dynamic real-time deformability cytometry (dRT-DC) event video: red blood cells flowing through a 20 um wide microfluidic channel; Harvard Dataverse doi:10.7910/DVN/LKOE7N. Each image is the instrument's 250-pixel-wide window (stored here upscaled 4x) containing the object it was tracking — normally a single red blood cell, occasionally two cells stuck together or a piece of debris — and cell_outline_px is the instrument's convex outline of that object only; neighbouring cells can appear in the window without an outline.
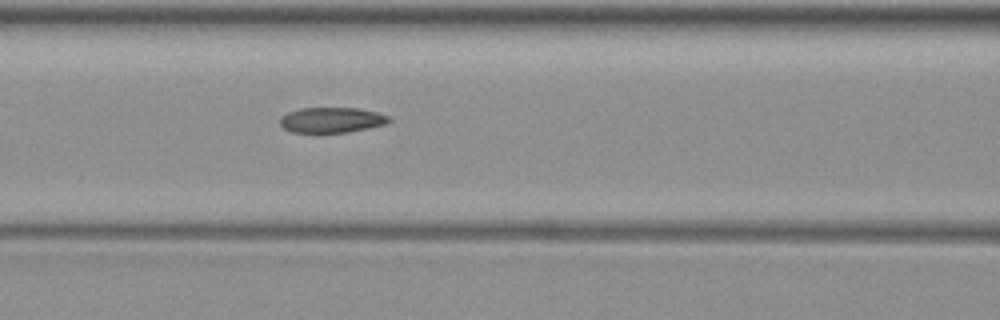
{"species": "common noctule bat (a hibernating species)", "species_latin": "Nyctalus noctula", "temperature_condition": "warm", "stored_images_in_passage": 5, "camera_frame_rate_fps": 3000, "um_per_image_px": 0.085, "animal": {"sex": "female", "body_mass_g": 19.3, "forearm_length_mm": 54.1}, "frame": {"image": 1, "passage_image": 5, "time_ms": 6.0, "image_size_px": [1000, 320], "cell_outline_px": [[392, 120], [388, 124], [348, 132], [316, 136], [292, 132], [284, 128], [280, 124], [280, 116], [288, 112], [300, 108], [360, 108], [376, 112], [388, 116]], "centroid_in_image_um": [28.15, 10.25], "position_along_channel_um": 138.4, "area_um2": 16.94}}